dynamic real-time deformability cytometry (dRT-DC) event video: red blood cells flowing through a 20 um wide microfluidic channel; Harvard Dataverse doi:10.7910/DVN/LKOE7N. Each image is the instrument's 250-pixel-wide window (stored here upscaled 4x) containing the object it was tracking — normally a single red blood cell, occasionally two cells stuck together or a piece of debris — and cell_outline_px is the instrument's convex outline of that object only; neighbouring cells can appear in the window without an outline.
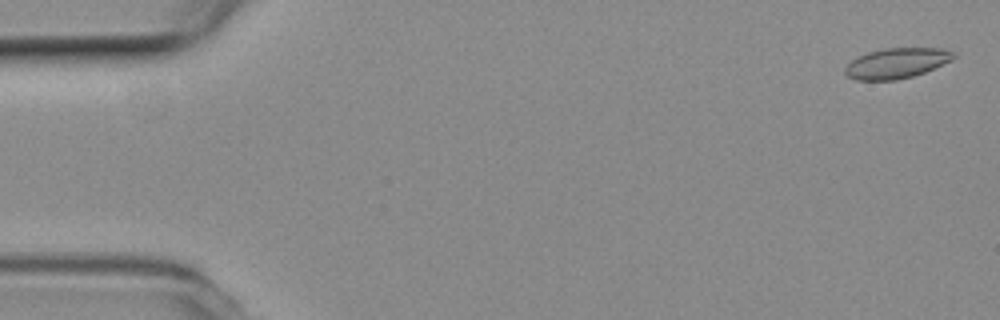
{"species": "common noctule bat (a hibernating species)", "species_latin": "Nyctalus noctula", "temperature_condition": "room temperature", "stored_images_in_passage": 51, "camera_frame_rate_fps": 3000, "um_per_image_px": 0.085, "animal": {"sex": "female", "body_mass_g": 19.3, "forearm_length_mm": 54.1}, "frame": {"image": 1, "passage_image": 2, "time_ms": 0.333, "image_size_px": [1000, 320], "cell_outline_px": [[956, 56], [952, 60], [924, 72], [912, 76], [896, 80], [856, 80], [848, 76], [844, 72], [844, 68], [852, 60], [868, 52], [884, 48], [940, 48], [956, 52]], "centroid_in_image_um": [76.22, 5.37], "position_along_channel_um": 8.8, "area_um2": 19.07}}
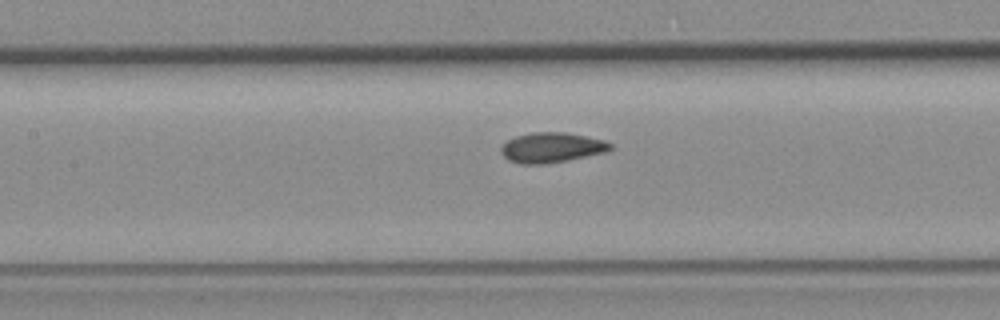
{"frame": {"image": 2, "passage_image": 25, "time_ms": 8.0, "image_size_px": [1000, 320], "cell_outline_px": [[612, 148], [604, 152], [568, 160], [544, 164], [520, 164], [508, 160], [500, 152], [500, 148], [508, 140], [516, 136], [532, 132], [568, 132], [604, 140], [612, 144]], "centroid_in_image_um": [46.87, 12.54], "position_along_channel_um": 160.5, "area_um2": 19.13}}
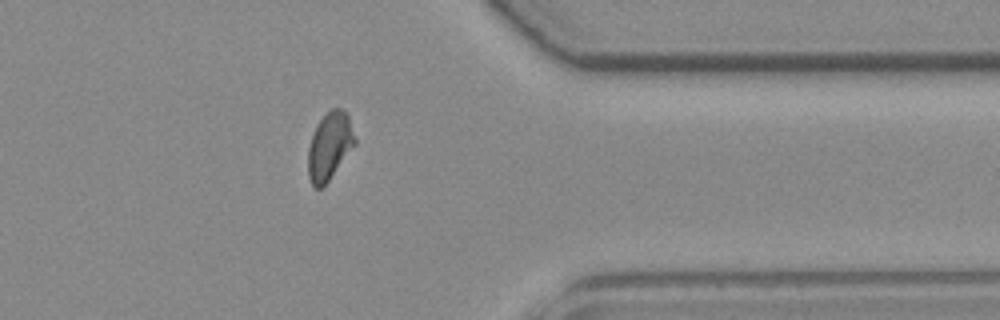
{"frame": {"image": 3, "passage_image": 44, "time_ms": 14.333, "image_size_px": [1000, 320], "cell_outline_px": [[356, 144], [328, 180], [320, 188], [316, 188], [312, 184], [308, 176], [308, 148], [312, 136], [320, 120], [332, 108], [340, 108], [348, 116], [356, 140]], "centroid_in_image_um": [28.01, 12.42], "position_along_channel_um": 383.4, "area_um2": 17.92}, "authors_computed_cell_mechanics": {"area_um2": 18.6116, "velocity_mm_per_s": 3.7619, "shape_relaxation_time_tau1_ms": null, "shape_relaxation_time_tau2_ms": 2.5468, "deformation_change_tau1": null, "deformation_change_tau2": 0.0754}}